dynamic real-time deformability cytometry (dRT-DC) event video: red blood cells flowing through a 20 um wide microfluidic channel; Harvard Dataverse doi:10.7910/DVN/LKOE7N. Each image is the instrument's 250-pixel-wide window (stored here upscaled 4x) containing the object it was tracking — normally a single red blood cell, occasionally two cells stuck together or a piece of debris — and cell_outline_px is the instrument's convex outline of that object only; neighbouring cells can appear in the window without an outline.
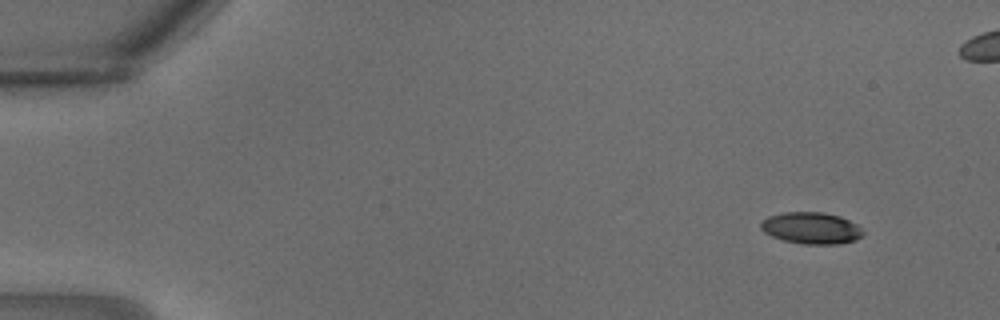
{"species": "common noctule bat (a hibernating species)", "species_latin": "Nyctalus noctula", "temperature_condition": "warm", "stored_images_in_passage": 12, "camera_frame_rate_fps": 3000, "um_per_image_px": 0.085, "animal": {"sex": "male", "body_mass_g": 18.8}, "frame": {"image": 1, "passage_image": 1, "time_ms": 0.0, "image_size_px": [1000, 320], "cell_outline_px": [[864, 232], [856, 240], [836, 244], [804, 244], [784, 240], [772, 236], [764, 232], [760, 228], [760, 224], [768, 216], [784, 212], [824, 212], [840, 216], [856, 224]], "centroid_in_image_um": [68.95, 19.38], "position_along_channel_um": 16.1, "area_um2": 18.73}}
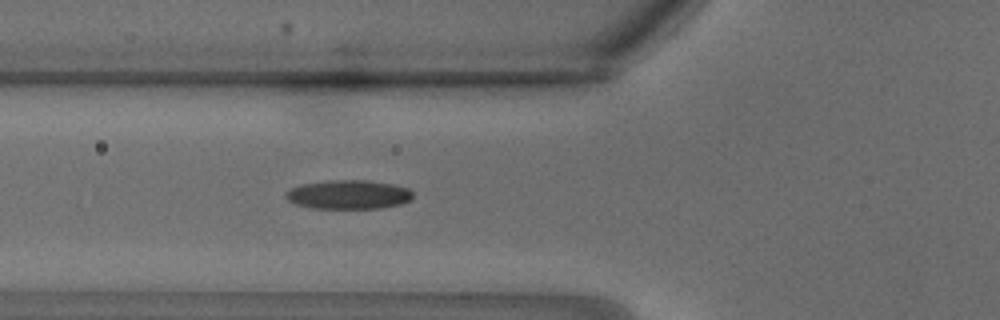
{"frame": {"image": 2, "passage_image": 10, "time_ms": 3.0, "image_size_px": [1000, 320], "cell_outline_px": [[412, 196], [408, 200], [400, 204], [380, 208], [312, 208], [296, 204], [288, 200], [284, 196], [284, 192], [300, 184], [328, 180], [368, 180], [392, 184], [408, 188], [412, 192]], "centroid_in_image_um": [29.58, 16.53], "position_along_channel_um": 96.2, "area_um2": 21.44}}